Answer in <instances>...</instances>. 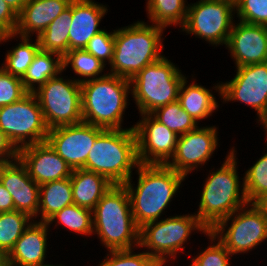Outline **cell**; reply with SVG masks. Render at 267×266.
Instances as JSON below:
<instances>
[{
    "label": "cell",
    "mask_w": 267,
    "mask_h": 266,
    "mask_svg": "<svg viewBox=\"0 0 267 266\" xmlns=\"http://www.w3.org/2000/svg\"><path fill=\"white\" fill-rule=\"evenodd\" d=\"M8 6L19 14L28 0H4Z\"/></svg>",
    "instance_id": "43"
},
{
    "label": "cell",
    "mask_w": 267,
    "mask_h": 266,
    "mask_svg": "<svg viewBox=\"0 0 267 266\" xmlns=\"http://www.w3.org/2000/svg\"><path fill=\"white\" fill-rule=\"evenodd\" d=\"M73 203L70 178L43 183L39 185V209L33 220L46 222L56 212ZM38 217L41 220H36Z\"/></svg>",
    "instance_id": "25"
},
{
    "label": "cell",
    "mask_w": 267,
    "mask_h": 266,
    "mask_svg": "<svg viewBox=\"0 0 267 266\" xmlns=\"http://www.w3.org/2000/svg\"><path fill=\"white\" fill-rule=\"evenodd\" d=\"M19 150L8 136L0 129V162L7 163L18 158Z\"/></svg>",
    "instance_id": "41"
},
{
    "label": "cell",
    "mask_w": 267,
    "mask_h": 266,
    "mask_svg": "<svg viewBox=\"0 0 267 266\" xmlns=\"http://www.w3.org/2000/svg\"><path fill=\"white\" fill-rule=\"evenodd\" d=\"M62 64L63 73L67 70L66 68L71 66L72 70L70 71L78 77L73 78L80 84L88 80L104 77L108 74L107 71L106 73L104 72L107 70L106 65L85 49H74L68 51L62 57Z\"/></svg>",
    "instance_id": "30"
},
{
    "label": "cell",
    "mask_w": 267,
    "mask_h": 266,
    "mask_svg": "<svg viewBox=\"0 0 267 266\" xmlns=\"http://www.w3.org/2000/svg\"><path fill=\"white\" fill-rule=\"evenodd\" d=\"M0 183L11 194L14 208L35 218L39 209V185L30 178L25 165L17 158L3 163Z\"/></svg>",
    "instance_id": "19"
},
{
    "label": "cell",
    "mask_w": 267,
    "mask_h": 266,
    "mask_svg": "<svg viewBox=\"0 0 267 266\" xmlns=\"http://www.w3.org/2000/svg\"><path fill=\"white\" fill-rule=\"evenodd\" d=\"M225 48L235 67L267 62V26L238 20Z\"/></svg>",
    "instance_id": "17"
},
{
    "label": "cell",
    "mask_w": 267,
    "mask_h": 266,
    "mask_svg": "<svg viewBox=\"0 0 267 266\" xmlns=\"http://www.w3.org/2000/svg\"><path fill=\"white\" fill-rule=\"evenodd\" d=\"M14 210L15 208L11 194L0 183V213Z\"/></svg>",
    "instance_id": "42"
},
{
    "label": "cell",
    "mask_w": 267,
    "mask_h": 266,
    "mask_svg": "<svg viewBox=\"0 0 267 266\" xmlns=\"http://www.w3.org/2000/svg\"><path fill=\"white\" fill-rule=\"evenodd\" d=\"M129 93L130 80L109 73L81 83L83 122L104 129H124Z\"/></svg>",
    "instance_id": "6"
},
{
    "label": "cell",
    "mask_w": 267,
    "mask_h": 266,
    "mask_svg": "<svg viewBox=\"0 0 267 266\" xmlns=\"http://www.w3.org/2000/svg\"><path fill=\"white\" fill-rule=\"evenodd\" d=\"M202 232L206 235L209 230L193 214L173 215L157 221L149 222L140 228L139 250L153 257L161 266L176 260L178 254L185 251L192 233ZM147 249V250H146ZM170 259V260H169Z\"/></svg>",
    "instance_id": "7"
},
{
    "label": "cell",
    "mask_w": 267,
    "mask_h": 266,
    "mask_svg": "<svg viewBox=\"0 0 267 266\" xmlns=\"http://www.w3.org/2000/svg\"><path fill=\"white\" fill-rule=\"evenodd\" d=\"M210 245L199 251L196 256H192L191 264L188 266H231L232 254L226 247L213 235L212 232L206 233ZM217 242V243H216Z\"/></svg>",
    "instance_id": "35"
},
{
    "label": "cell",
    "mask_w": 267,
    "mask_h": 266,
    "mask_svg": "<svg viewBox=\"0 0 267 266\" xmlns=\"http://www.w3.org/2000/svg\"><path fill=\"white\" fill-rule=\"evenodd\" d=\"M265 152L243 176L245 195L249 204H254L267 194V152Z\"/></svg>",
    "instance_id": "34"
},
{
    "label": "cell",
    "mask_w": 267,
    "mask_h": 266,
    "mask_svg": "<svg viewBox=\"0 0 267 266\" xmlns=\"http://www.w3.org/2000/svg\"><path fill=\"white\" fill-rule=\"evenodd\" d=\"M114 45L115 30L108 32L103 29L90 39L85 50L109 66L113 59Z\"/></svg>",
    "instance_id": "38"
},
{
    "label": "cell",
    "mask_w": 267,
    "mask_h": 266,
    "mask_svg": "<svg viewBox=\"0 0 267 266\" xmlns=\"http://www.w3.org/2000/svg\"><path fill=\"white\" fill-rule=\"evenodd\" d=\"M138 249L108 251L97 266H161L145 251L134 252Z\"/></svg>",
    "instance_id": "36"
},
{
    "label": "cell",
    "mask_w": 267,
    "mask_h": 266,
    "mask_svg": "<svg viewBox=\"0 0 267 266\" xmlns=\"http://www.w3.org/2000/svg\"><path fill=\"white\" fill-rule=\"evenodd\" d=\"M189 84L187 77L183 79L178 93V102L181 107L199 124L219 108L213 90L202 86L191 78ZM194 79V80H193ZM194 81V82H193ZM188 83V84H187Z\"/></svg>",
    "instance_id": "23"
},
{
    "label": "cell",
    "mask_w": 267,
    "mask_h": 266,
    "mask_svg": "<svg viewBox=\"0 0 267 266\" xmlns=\"http://www.w3.org/2000/svg\"><path fill=\"white\" fill-rule=\"evenodd\" d=\"M0 129L19 150L45 142L49 132L36 96L27 93L20 100L0 107Z\"/></svg>",
    "instance_id": "12"
},
{
    "label": "cell",
    "mask_w": 267,
    "mask_h": 266,
    "mask_svg": "<svg viewBox=\"0 0 267 266\" xmlns=\"http://www.w3.org/2000/svg\"><path fill=\"white\" fill-rule=\"evenodd\" d=\"M218 127L198 126L177 140L174 155L166 164L186 178L193 171L205 166L218 148Z\"/></svg>",
    "instance_id": "14"
},
{
    "label": "cell",
    "mask_w": 267,
    "mask_h": 266,
    "mask_svg": "<svg viewBox=\"0 0 267 266\" xmlns=\"http://www.w3.org/2000/svg\"><path fill=\"white\" fill-rule=\"evenodd\" d=\"M72 0H28L18 14L16 35L36 38L70 5Z\"/></svg>",
    "instance_id": "22"
},
{
    "label": "cell",
    "mask_w": 267,
    "mask_h": 266,
    "mask_svg": "<svg viewBox=\"0 0 267 266\" xmlns=\"http://www.w3.org/2000/svg\"><path fill=\"white\" fill-rule=\"evenodd\" d=\"M140 118L133 127L139 162L166 165L174 155L179 136L151 114H141Z\"/></svg>",
    "instance_id": "16"
},
{
    "label": "cell",
    "mask_w": 267,
    "mask_h": 266,
    "mask_svg": "<svg viewBox=\"0 0 267 266\" xmlns=\"http://www.w3.org/2000/svg\"><path fill=\"white\" fill-rule=\"evenodd\" d=\"M93 211V235L107 251L139 247L140 228L136 225L124 185H113Z\"/></svg>",
    "instance_id": "4"
},
{
    "label": "cell",
    "mask_w": 267,
    "mask_h": 266,
    "mask_svg": "<svg viewBox=\"0 0 267 266\" xmlns=\"http://www.w3.org/2000/svg\"><path fill=\"white\" fill-rule=\"evenodd\" d=\"M235 76L218 82L212 89L218 92L223 104L240 102L257 112V123L267 117V62L236 67Z\"/></svg>",
    "instance_id": "13"
},
{
    "label": "cell",
    "mask_w": 267,
    "mask_h": 266,
    "mask_svg": "<svg viewBox=\"0 0 267 266\" xmlns=\"http://www.w3.org/2000/svg\"><path fill=\"white\" fill-rule=\"evenodd\" d=\"M32 221L27 213L17 210L0 213V254L4 258Z\"/></svg>",
    "instance_id": "32"
},
{
    "label": "cell",
    "mask_w": 267,
    "mask_h": 266,
    "mask_svg": "<svg viewBox=\"0 0 267 266\" xmlns=\"http://www.w3.org/2000/svg\"><path fill=\"white\" fill-rule=\"evenodd\" d=\"M133 127L104 129L97 136L82 169L98 173L114 185H124L140 164Z\"/></svg>",
    "instance_id": "5"
},
{
    "label": "cell",
    "mask_w": 267,
    "mask_h": 266,
    "mask_svg": "<svg viewBox=\"0 0 267 266\" xmlns=\"http://www.w3.org/2000/svg\"><path fill=\"white\" fill-rule=\"evenodd\" d=\"M70 181L74 204L90 210L114 185L106 177L85 169H74Z\"/></svg>",
    "instance_id": "24"
},
{
    "label": "cell",
    "mask_w": 267,
    "mask_h": 266,
    "mask_svg": "<svg viewBox=\"0 0 267 266\" xmlns=\"http://www.w3.org/2000/svg\"><path fill=\"white\" fill-rule=\"evenodd\" d=\"M104 128L81 122L49 129L46 141L74 169H82L97 136Z\"/></svg>",
    "instance_id": "15"
},
{
    "label": "cell",
    "mask_w": 267,
    "mask_h": 266,
    "mask_svg": "<svg viewBox=\"0 0 267 266\" xmlns=\"http://www.w3.org/2000/svg\"><path fill=\"white\" fill-rule=\"evenodd\" d=\"M210 232L232 256L244 255L267 240V221L255 204L248 203L220 221Z\"/></svg>",
    "instance_id": "11"
},
{
    "label": "cell",
    "mask_w": 267,
    "mask_h": 266,
    "mask_svg": "<svg viewBox=\"0 0 267 266\" xmlns=\"http://www.w3.org/2000/svg\"><path fill=\"white\" fill-rule=\"evenodd\" d=\"M72 23V1L38 38L40 49L63 57L69 51V32Z\"/></svg>",
    "instance_id": "28"
},
{
    "label": "cell",
    "mask_w": 267,
    "mask_h": 266,
    "mask_svg": "<svg viewBox=\"0 0 267 266\" xmlns=\"http://www.w3.org/2000/svg\"><path fill=\"white\" fill-rule=\"evenodd\" d=\"M107 13V5L103 3L94 0H72L69 51L85 49L90 39L103 30L99 26Z\"/></svg>",
    "instance_id": "21"
},
{
    "label": "cell",
    "mask_w": 267,
    "mask_h": 266,
    "mask_svg": "<svg viewBox=\"0 0 267 266\" xmlns=\"http://www.w3.org/2000/svg\"><path fill=\"white\" fill-rule=\"evenodd\" d=\"M15 38L16 41H18L17 38L20 39V42L10 50H7L5 61L1 64V67L7 73L22 78L40 50V46L38 38L33 43L31 37H22L15 33L0 35V44L12 41Z\"/></svg>",
    "instance_id": "26"
},
{
    "label": "cell",
    "mask_w": 267,
    "mask_h": 266,
    "mask_svg": "<svg viewBox=\"0 0 267 266\" xmlns=\"http://www.w3.org/2000/svg\"><path fill=\"white\" fill-rule=\"evenodd\" d=\"M62 72L36 89V96L49 129L83 122L81 84ZM72 78V79H70Z\"/></svg>",
    "instance_id": "10"
},
{
    "label": "cell",
    "mask_w": 267,
    "mask_h": 266,
    "mask_svg": "<svg viewBox=\"0 0 267 266\" xmlns=\"http://www.w3.org/2000/svg\"><path fill=\"white\" fill-rule=\"evenodd\" d=\"M0 266H5V258L0 254Z\"/></svg>",
    "instance_id": "46"
},
{
    "label": "cell",
    "mask_w": 267,
    "mask_h": 266,
    "mask_svg": "<svg viewBox=\"0 0 267 266\" xmlns=\"http://www.w3.org/2000/svg\"><path fill=\"white\" fill-rule=\"evenodd\" d=\"M235 11L239 21L267 26V0H236Z\"/></svg>",
    "instance_id": "37"
},
{
    "label": "cell",
    "mask_w": 267,
    "mask_h": 266,
    "mask_svg": "<svg viewBox=\"0 0 267 266\" xmlns=\"http://www.w3.org/2000/svg\"><path fill=\"white\" fill-rule=\"evenodd\" d=\"M235 3L230 0H198L190 3L182 32L216 47L227 45L235 23Z\"/></svg>",
    "instance_id": "9"
},
{
    "label": "cell",
    "mask_w": 267,
    "mask_h": 266,
    "mask_svg": "<svg viewBox=\"0 0 267 266\" xmlns=\"http://www.w3.org/2000/svg\"><path fill=\"white\" fill-rule=\"evenodd\" d=\"M236 154L237 150L232 146L220 168L209 170L206 180H203L201 199L195 215L209 231L220 221L248 204L244 177L240 178L237 171L239 166Z\"/></svg>",
    "instance_id": "2"
},
{
    "label": "cell",
    "mask_w": 267,
    "mask_h": 266,
    "mask_svg": "<svg viewBox=\"0 0 267 266\" xmlns=\"http://www.w3.org/2000/svg\"><path fill=\"white\" fill-rule=\"evenodd\" d=\"M27 93L21 78L7 73L0 66V107L20 100Z\"/></svg>",
    "instance_id": "39"
},
{
    "label": "cell",
    "mask_w": 267,
    "mask_h": 266,
    "mask_svg": "<svg viewBox=\"0 0 267 266\" xmlns=\"http://www.w3.org/2000/svg\"><path fill=\"white\" fill-rule=\"evenodd\" d=\"M42 266H65V265H62V264H59V265L56 264V265H55V264H52V263H51V264L48 263V264H46V265H42Z\"/></svg>",
    "instance_id": "47"
},
{
    "label": "cell",
    "mask_w": 267,
    "mask_h": 266,
    "mask_svg": "<svg viewBox=\"0 0 267 266\" xmlns=\"http://www.w3.org/2000/svg\"><path fill=\"white\" fill-rule=\"evenodd\" d=\"M18 158L38 185L70 178L73 171L47 141L19 149Z\"/></svg>",
    "instance_id": "18"
},
{
    "label": "cell",
    "mask_w": 267,
    "mask_h": 266,
    "mask_svg": "<svg viewBox=\"0 0 267 266\" xmlns=\"http://www.w3.org/2000/svg\"><path fill=\"white\" fill-rule=\"evenodd\" d=\"M146 12L149 23L161 27L181 28L188 11L187 0H146Z\"/></svg>",
    "instance_id": "29"
},
{
    "label": "cell",
    "mask_w": 267,
    "mask_h": 266,
    "mask_svg": "<svg viewBox=\"0 0 267 266\" xmlns=\"http://www.w3.org/2000/svg\"><path fill=\"white\" fill-rule=\"evenodd\" d=\"M150 114L178 136L194 130L199 126L181 107L178 101L158 107Z\"/></svg>",
    "instance_id": "33"
},
{
    "label": "cell",
    "mask_w": 267,
    "mask_h": 266,
    "mask_svg": "<svg viewBox=\"0 0 267 266\" xmlns=\"http://www.w3.org/2000/svg\"><path fill=\"white\" fill-rule=\"evenodd\" d=\"M164 30V27L142 20L116 28L113 59L108 73L131 80L148 64L162 58Z\"/></svg>",
    "instance_id": "3"
},
{
    "label": "cell",
    "mask_w": 267,
    "mask_h": 266,
    "mask_svg": "<svg viewBox=\"0 0 267 266\" xmlns=\"http://www.w3.org/2000/svg\"><path fill=\"white\" fill-rule=\"evenodd\" d=\"M165 55L148 64L131 78V97L141 114H150L158 107L178 101L181 82L186 77Z\"/></svg>",
    "instance_id": "8"
},
{
    "label": "cell",
    "mask_w": 267,
    "mask_h": 266,
    "mask_svg": "<svg viewBox=\"0 0 267 266\" xmlns=\"http://www.w3.org/2000/svg\"><path fill=\"white\" fill-rule=\"evenodd\" d=\"M263 126L265 134L267 133V117L260 123Z\"/></svg>",
    "instance_id": "45"
},
{
    "label": "cell",
    "mask_w": 267,
    "mask_h": 266,
    "mask_svg": "<svg viewBox=\"0 0 267 266\" xmlns=\"http://www.w3.org/2000/svg\"><path fill=\"white\" fill-rule=\"evenodd\" d=\"M46 223L49 227L54 223L55 227L63 225L62 228L78 235H93V211L74 203L56 212Z\"/></svg>",
    "instance_id": "31"
},
{
    "label": "cell",
    "mask_w": 267,
    "mask_h": 266,
    "mask_svg": "<svg viewBox=\"0 0 267 266\" xmlns=\"http://www.w3.org/2000/svg\"><path fill=\"white\" fill-rule=\"evenodd\" d=\"M18 24V14L4 0H0V35L13 34Z\"/></svg>",
    "instance_id": "40"
},
{
    "label": "cell",
    "mask_w": 267,
    "mask_h": 266,
    "mask_svg": "<svg viewBox=\"0 0 267 266\" xmlns=\"http://www.w3.org/2000/svg\"><path fill=\"white\" fill-rule=\"evenodd\" d=\"M254 204L262 212L267 221V194L258 199Z\"/></svg>",
    "instance_id": "44"
},
{
    "label": "cell",
    "mask_w": 267,
    "mask_h": 266,
    "mask_svg": "<svg viewBox=\"0 0 267 266\" xmlns=\"http://www.w3.org/2000/svg\"><path fill=\"white\" fill-rule=\"evenodd\" d=\"M135 172L138 175L137 185L131 176L124 187L130 197L135 223L141 228L146 223L161 219L176 193L180 192V187H183L181 183L186 177L160 164L140 163Z\"/></svg>",
    "instance_id": "1"
},
{
    "label": "cell",
    "mask_w": 267,
    "mask_h": 266,
    "mask_svg": "<svg viewBox=\"0 0 267 266\" xmlns=\"http://www.w3.org/2000/svg\"><path fill=\"white\" fill-rule=\"evenodd\" d=\"M49 228L46 222L33 220L5 257V266L46 265Z\"/></svg>",
    "instance_id": "20"
},
{
    "label": "cell",
    "mask_w": 267,
    "mask_h": 266,
    "mask_svg": "<svg viewBox=\"0 0 267 266\" xmlns=\"http://www.w3.org/2000/svg\"><path fill=\"white\" fill-rule=\"evenodd\" d=\"M61 72H63L62 57L40 49L21 80L26 91L33 93Z\"/></svg>",
    "instance_id": "27"
}]
</instances>
